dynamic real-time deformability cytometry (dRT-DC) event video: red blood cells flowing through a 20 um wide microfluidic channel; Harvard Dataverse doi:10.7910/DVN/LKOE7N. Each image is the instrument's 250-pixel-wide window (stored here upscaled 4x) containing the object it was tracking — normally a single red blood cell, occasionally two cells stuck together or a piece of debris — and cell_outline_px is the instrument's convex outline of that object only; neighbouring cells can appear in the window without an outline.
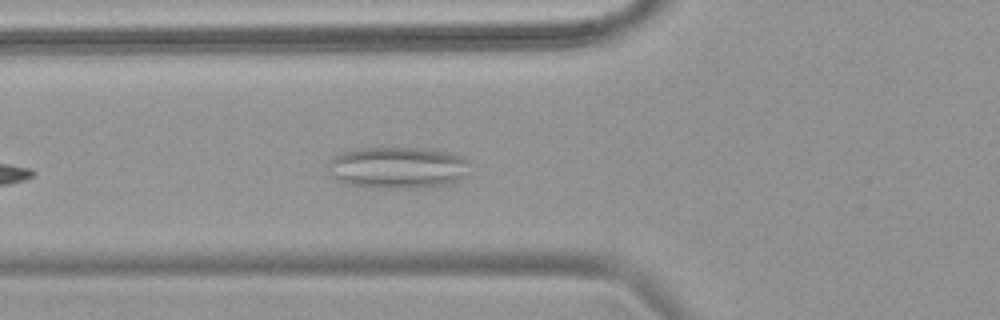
{"species": "common noctule bat (a hibernating species)", "species_latin": "Nyctalus noctula", "temperature_condition": "warm", "stored_images_in_passage": 21, "camera_frame_rate_fps": 3000, "um_per_image_px": 0.085, "animal": {"sex": "female", "body_mass_g": 18.4}, "frame": {"image": 1, "passage_image": 7, "time_ms": 2.0, "image_size_px": [1000, 320], "cell_outline_px": [[468, 160], [464, 176], [456, 180], [444, 184], [400, 188], [372, 188], [348, 184], [336, 180], [332, 176], [328, 164], [328, 160], [344, 152], [360, 148], [432, 148], [464, 156]], "centroid_in_image_um": [33.77, 14.23], "position_along_channel_um": 92.0, "area_um2": 34.1}}